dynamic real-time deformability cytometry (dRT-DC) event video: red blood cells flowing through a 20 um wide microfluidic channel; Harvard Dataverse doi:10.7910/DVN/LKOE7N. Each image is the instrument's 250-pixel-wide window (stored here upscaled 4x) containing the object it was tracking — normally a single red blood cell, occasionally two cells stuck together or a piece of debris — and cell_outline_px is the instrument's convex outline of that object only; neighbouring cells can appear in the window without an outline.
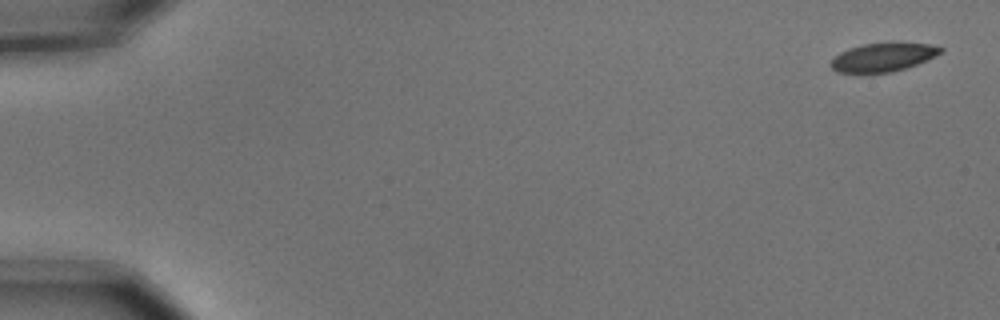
{"species": "common noctule bat (a hibernating species)", "species_latin": "Nyctalus noctula", "temperature_condition": "cold", "stored_images_in_passage": 7, "camera_frame_rate_fps": 3000, "um_per_image_px": 0.085, "animal": {"sex": "male", "body_mass_g": 15.6}, "frame": {"image": 1, "passage_image": 1, "time_ms": 0.0, "image_size_px": [1000, 320], "cell_outline_px": [[944, 52], [928, 60], [892, 72], [836, 72], [828, 64], [840, 52], [848, 48], [860, 44], [892, 40], [928, 44], [944, 48]], "centroid_in_image_um": [75.09, 4.81], "position_along_channel_um": 9.9, "area_um2": 18.84}}
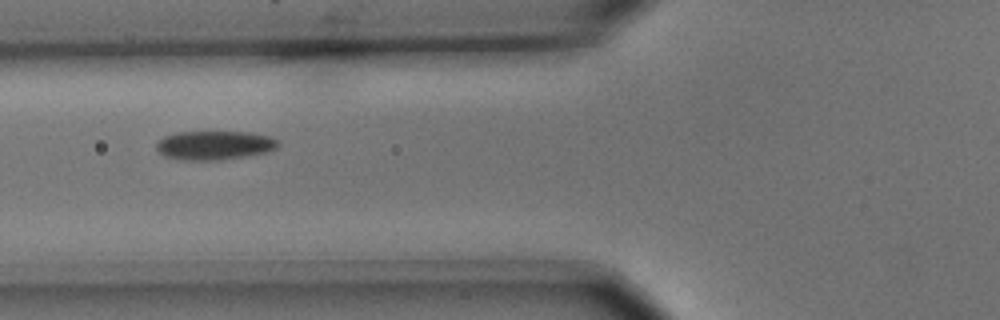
{"frame": {"image": 2, "passage_image": 6, "time_ms": 1.667, "image_size_px": [1000, 320], "cell_outline_px": [[280, 144], [276, 148], [268, 152], [220, 160], [176, 160], [164, 156], [156, 152], [156, 140], [164, 136], [176, 132], [252, 132], [268, 136], [280, 140]], "centroid_in_image_um": [18.19, 12.35], "position_along_channel_um": 107.6, "area_um2": 20.92}}
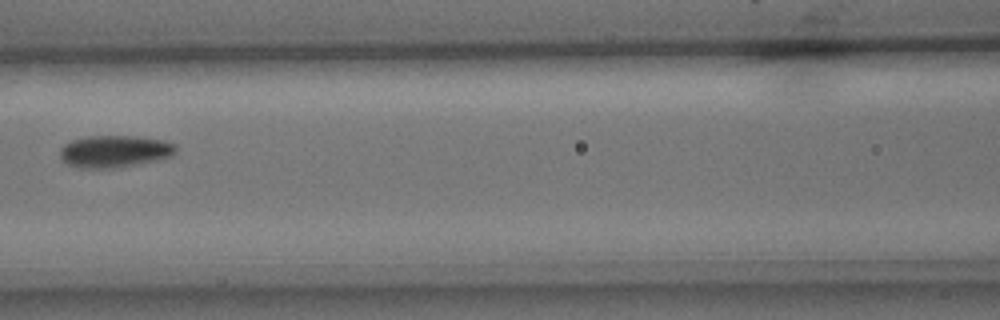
{"frame": {"image": 3, "passage_image": 7, "time_ms": 2.0, "image_size_px": [1000, 320], "cell_outline_px": [[176, 152], [172, 156], [156, 160], [112, 168], [84, 168], [68, 164], [60, 156], [60, 148], [64, 144], [72, 140], [88, 136], [136, 136], [164, 140], [176, 144]], "centroid_in_image_um": [9.75, 12.85], "position_along_channel_um": 156.8, "area_um2": 21.5}}